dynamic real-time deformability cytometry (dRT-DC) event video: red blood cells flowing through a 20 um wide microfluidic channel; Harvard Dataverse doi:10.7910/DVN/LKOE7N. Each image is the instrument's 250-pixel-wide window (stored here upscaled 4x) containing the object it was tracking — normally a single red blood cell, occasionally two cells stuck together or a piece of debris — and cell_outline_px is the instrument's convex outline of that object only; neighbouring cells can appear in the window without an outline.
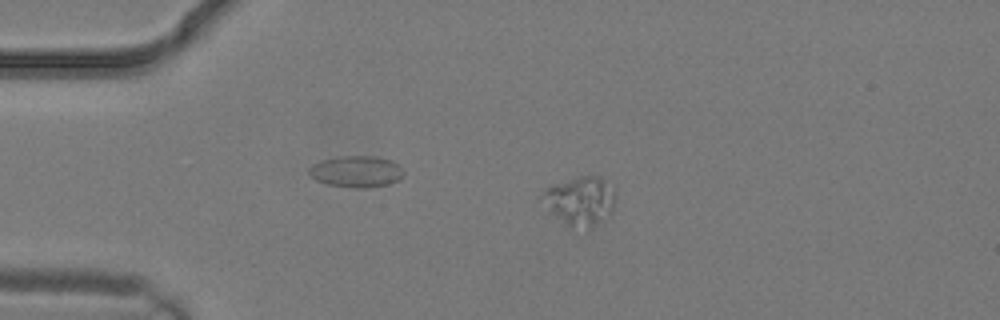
{"species": "common noctule bat (a hibernating species)", "species_latin": "Nyctalus noctula", "temperature_condition": "warm", "stored_images_in_passage": 2, "camera_frame_rate_fps": 3000, "um_per_image_px": 0.085, "animal": {"sex": "male", "body_mass_g": 19.2, "forearm_length_mm": 51.8}, "frame": {"image": 1, "passage_image": 1, "time_ms": 0.0, "image_size_px": [1000, 320], "cell_outline_px": [[616, 200], [612, 212], [588, 232], [568, 224], [552, 212], [540, 196], [544, 188], [580, 176], [600, 176], [616, 192]], "centroid_in_image_um": [49.38, 17.09], "position_along_channel_um": 35.6, "area_um2": 20.69}}
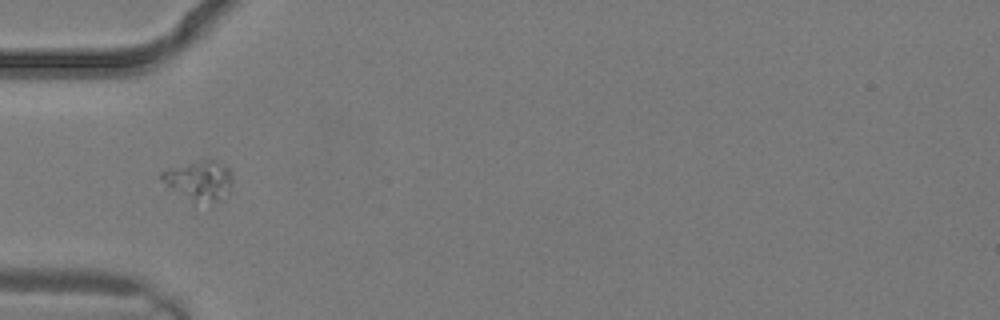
{"frame": {"image": 2, "passage_image": 2, "time_ms": 0.333, "image_size_px": [1000, 320], "cell_outline_px": [[232, 176], [228, 192], [220, 200], [192, 200], [168, 188], [156, 176], [160, 172], [168, 168], [204, 160], [212, 160], [228, 168], [232, 172]], "centroid_in_image_um": [16.86, 15.31], "position_along_channel_um": 68.1, "area_um2": 15.9}}